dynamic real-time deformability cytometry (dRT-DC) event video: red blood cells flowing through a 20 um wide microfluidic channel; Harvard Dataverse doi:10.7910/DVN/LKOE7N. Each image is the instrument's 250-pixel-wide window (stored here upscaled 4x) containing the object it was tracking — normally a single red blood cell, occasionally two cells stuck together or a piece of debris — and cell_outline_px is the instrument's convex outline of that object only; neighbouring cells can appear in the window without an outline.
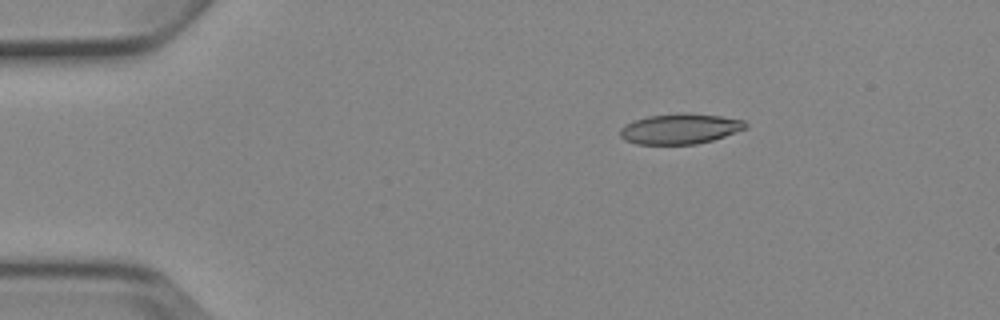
{"species": "Egyptian fruit bat (a non-hibernating species)", "species_latin": "Rousettus aegyptiacus", "temperature_condition": "cold", "stored_images_in_passage": 4, "camera_frame_rate_fps": 3000, "um_per_image_px": 0.085, "animal": {"sex": "female"}, "frame": {"image": 1, "passage_image": 2, "time_ms": 2.333, "image_size_px": [1000, 320], "cell_outline_px": [[748, 128], [712, 140], [696, 144], [636, 144], [624, 140], [620, 136], [620, 128], [624, 124], [648, 116], [680, 112], [684, 112], [720, 116], [744, 120], [748, 124]], "centroid_in_image_um": [57.8, 10.94], "position_along_channel_um": 27.2, "area_um2": 22.31}}